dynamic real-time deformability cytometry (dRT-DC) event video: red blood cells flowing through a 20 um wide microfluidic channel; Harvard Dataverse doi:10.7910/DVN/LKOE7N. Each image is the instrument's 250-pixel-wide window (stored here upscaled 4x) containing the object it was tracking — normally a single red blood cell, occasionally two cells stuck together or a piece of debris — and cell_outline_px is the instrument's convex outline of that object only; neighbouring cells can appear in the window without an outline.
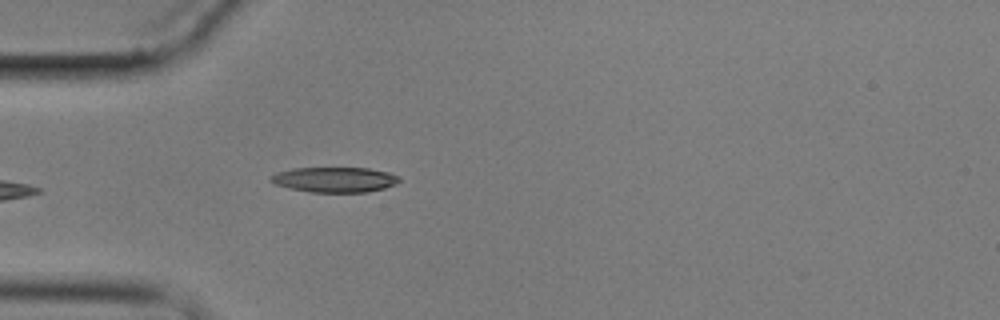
{"species": "common noctule bat (a hibernating species)", "species_latin": "Nyctalus noctula", "temperature_condition": "cold", "stored_images_in_passage": 5, "camera_frame_rate_fps": 3000, "um_per_image_px": 0.085, "animal": {"sex": "male", "body_mass_g": 17.9}, "frame": {"image": 1, "passage_image": 5, "time_ms": 5.667, "image_size_px": [1000, 320], "cell_outline_px": [[400, 180], [396, 184], [384, 188], [368, 192], [312, 192], [292, 188], [276, 184], [268, 180], [268, 176], [276, 172], [292, 168], [368, 168], [388, 172], [400, 176]], "centroid_in_image_um": [28.44, 15.26], "position_along_channel_um": 56.6, "area_um2": 18.9}}